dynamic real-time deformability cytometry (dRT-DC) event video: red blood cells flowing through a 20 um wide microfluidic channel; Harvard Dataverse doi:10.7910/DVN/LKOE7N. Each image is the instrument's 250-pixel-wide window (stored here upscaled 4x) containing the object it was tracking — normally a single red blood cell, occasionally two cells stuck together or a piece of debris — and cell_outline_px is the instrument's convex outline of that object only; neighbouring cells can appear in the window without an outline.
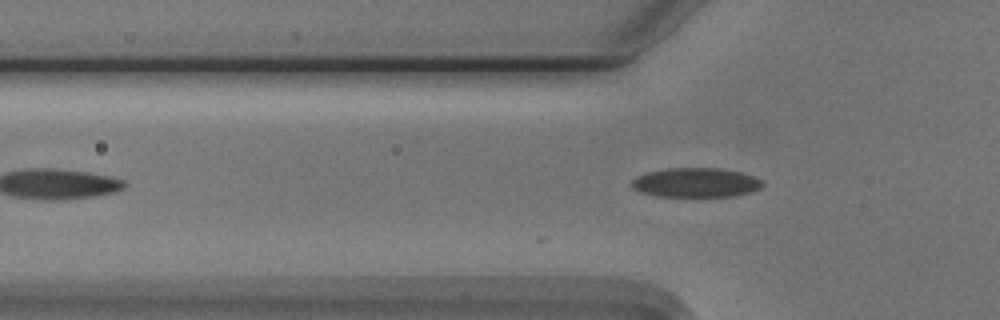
{"species": "Egyptian fruit bat (a non-hibernating species)", "species_latin": "Rousettus aegyptiacus", "temperature_condition": "cold", "stored_images_in_passage": 11, "camera_frame_rate_fps": 3000, "um_per_image_px": 0.085, "animal": {"sex": "male"}, "frame": {"image": 1, "passage_image": 11, "time_ms": 3.333, "image_size_px": [1000, 320], "cell_outline_px": [[764, 184], [760, 188], [752, 192], [736, 196], [656, 196], [640, 192], [632, 188], [628, 184], [636, 176], [648, 172], [668, 168], [724, 168], [740, 172], [764, 180]], "centroid_in_image_um": [59.14, 15.52], "position_along_channel_um": 66.7, "area_um2": 22.66}}